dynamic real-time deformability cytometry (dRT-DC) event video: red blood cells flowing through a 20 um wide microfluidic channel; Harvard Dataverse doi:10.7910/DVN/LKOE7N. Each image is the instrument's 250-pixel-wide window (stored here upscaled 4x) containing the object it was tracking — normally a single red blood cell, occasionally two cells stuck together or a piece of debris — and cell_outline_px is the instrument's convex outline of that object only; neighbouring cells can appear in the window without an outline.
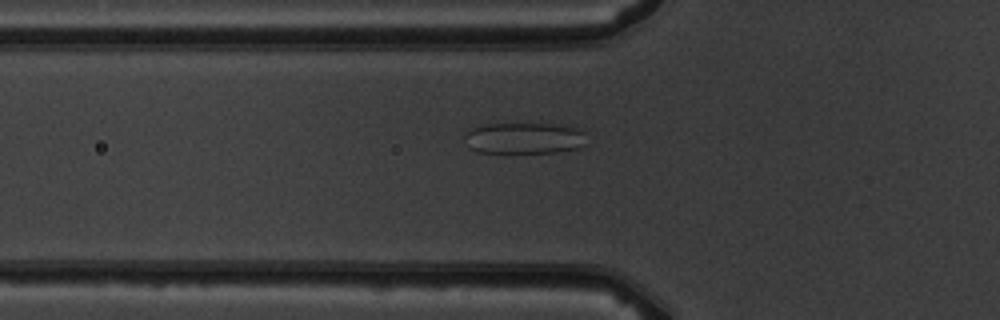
{"species": "common noctule bat (a hibernating species)", "species_latin": "Nyctalus noctula", "temperature_condition": "warm", "stored_images_in_passage": 5, "camera_frame_rate_fps": 3000, "um_per_image_px": 0.085, "animal": {"sex": "male", "body_mass_g": 19.5, "forearm_length_mm": 54.6}, "frame": {"image": 1, "passage_image": 5, "time_ms": 4.333, "image_size_px": [1000, 320], "cell_outline_px": [[588, 144], [580, 148], [556, 152], [476, 152], [468, 148], [464, 136], [464, 132], [472, 128], [484, 124], [552, 124], [580, 128], [588, 132]], "centroid_in_image_um": [44.63, 11.74], "position_along_channel_um": 81.2, "area_um2": 22.72}}